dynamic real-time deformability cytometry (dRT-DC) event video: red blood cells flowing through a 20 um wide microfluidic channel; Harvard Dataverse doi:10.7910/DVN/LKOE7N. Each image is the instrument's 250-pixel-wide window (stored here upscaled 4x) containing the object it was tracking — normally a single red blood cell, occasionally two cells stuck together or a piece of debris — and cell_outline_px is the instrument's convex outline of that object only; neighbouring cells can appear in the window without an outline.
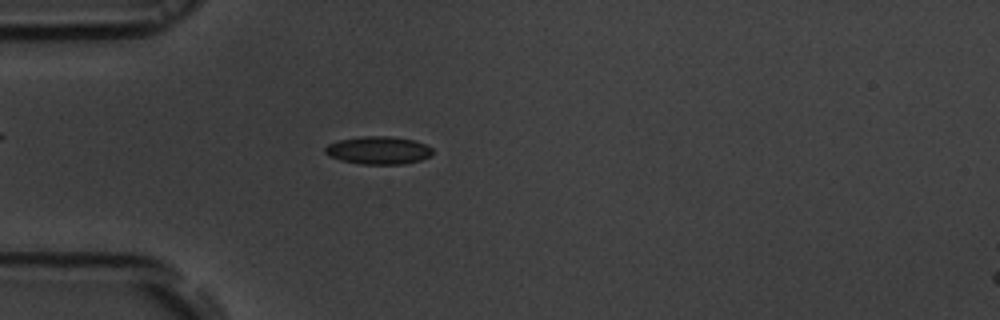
{"species": "common noctule bat (a hibernating species)", "species_latin": "Nyctalus noctula", "temperature_condition": "room temperature", "stored_images_in_passage": 53, "camera_frame_rate_fps": 3000, "um_per_image_px": 0.085, "animal": {"sex": "male", "body_mass_g": 19.5, "forearm_length_mm": 54.6}, "frame": {"image": 1, "passage_image": 15, "time_ms": 4.667, "image_size_px": [1000, 320], "cell_outline_px": [[432, 156], [420, 160], [404, 164], [360, 164], [340, 160], [328, 156], [324, 152], [324, 148], [328, 144], [340, 140], [360, 136], [392, 136], [416, 140], [432, 148]], "centroid_in_image_um": [32.16, 12.77], "position_along_channel_um": 52.8, "area_um2": 17.63}}
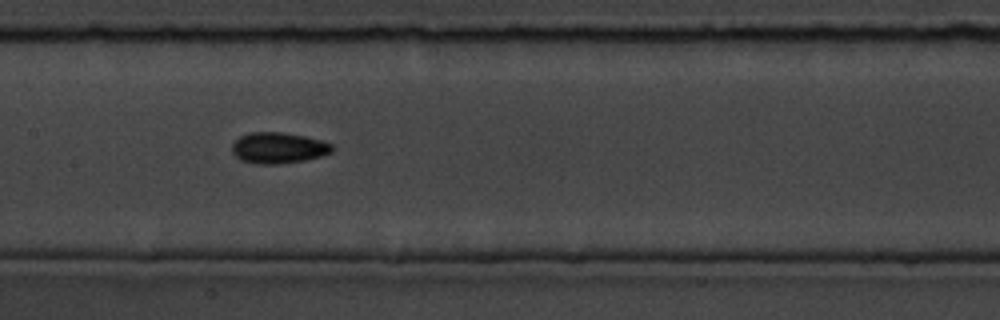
{"frame": {"image": 2, "passage_image": 26, "time_ms": 8.333, "image_size_px": [1000, 320], "cell_outline_px": [[332, 152], [320, 156], [304, 160], [280, 164], [256, 164], [240, 160], [232, 152], [232, 144], [240, 136], [248, 132], [280, 132], [304, 136], [320, 140], [332, 144]], "centroid_in_image_um": [23.62, 12.57], "position_along_channel_um": 183.8, "area_um2": 18.03}}
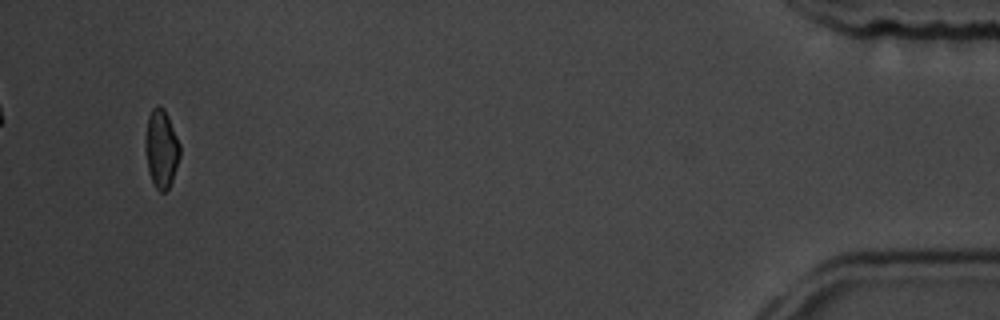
{"frame": {"image": 3, "passage_image": 51, "time_ms": 16.667, "image_size_px": [1000, 320], "cell_outline_px": [[180, 156], [172, 180], [168, 188], [164, 192], [160, 192], [156, 188], [148, 172], [144, 148], [144, 140], [148, 116], [152, 108], [156, 104], [160, 104], [164, 108], [168, 116], [180, 144]], "centroid_in_image_um": [13.69, 12.6], "position_along_channel_um": 421.5, "area_um2": 16.01}, "authors_computed_cell_mechanics": {"area_um2": 16.2418, "velocity_mm_per_s": 3.8119, "shape_relaxation_time_tau1_ms": 2.6089, "shape_relaxation_time_tau2_ms": 4.6721, "deformation_change_tau1": 0.1115, "deformation_change_tau2": 0.0931}}